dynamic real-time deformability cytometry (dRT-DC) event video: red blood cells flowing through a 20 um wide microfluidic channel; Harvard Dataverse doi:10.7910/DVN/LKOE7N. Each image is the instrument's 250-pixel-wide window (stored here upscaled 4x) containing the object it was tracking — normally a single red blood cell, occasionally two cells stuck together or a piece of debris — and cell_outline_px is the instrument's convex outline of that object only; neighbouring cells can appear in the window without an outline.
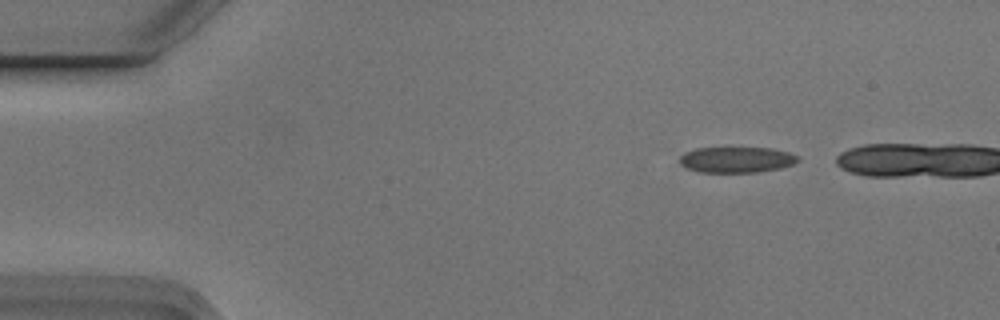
{"species": "Egyptian fruit bat (a non-hibernating species)", "species_latin": "Rousettus aegyptiacus", "temperature_condition": "cold", "stored_images_in_passage": 4, "camera_frame_rate_fps": 3000, "um_per_image_px": 0.085, "animal": {"sex": "male"}, "frame": {"image": 1, "passage_image": 1, "time_ms": 0.0, "image_size_px": [1000, 320], "cell_outline_px": [[800, 160], [792, 164], [780, 168], [756, 172], [700, 172], [684, 168], [680, 164], [680, 156], [684, 152], [696, 148], [772, 148], [788, 152], [800, 156]], "centroid_in_image_um": [62.59, 13.57], "position_along_channel_um": 22.4, "area_um2": 17.86}}